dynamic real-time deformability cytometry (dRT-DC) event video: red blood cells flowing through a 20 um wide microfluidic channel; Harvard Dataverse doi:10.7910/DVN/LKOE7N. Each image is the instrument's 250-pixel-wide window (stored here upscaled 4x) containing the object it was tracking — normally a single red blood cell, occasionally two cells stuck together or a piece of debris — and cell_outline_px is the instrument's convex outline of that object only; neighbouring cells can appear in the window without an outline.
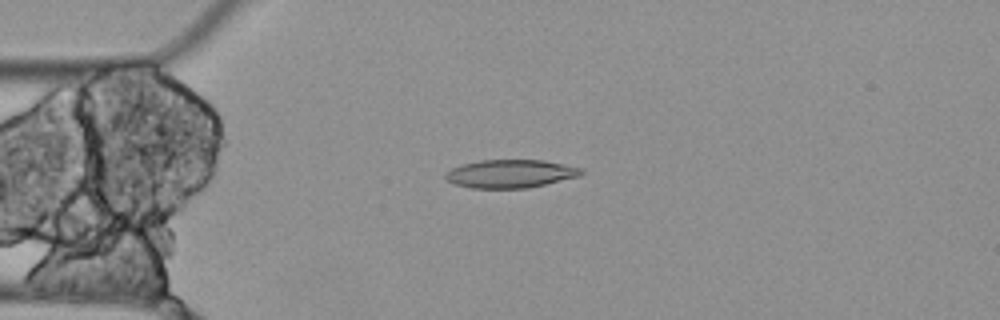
{"species": "Egyptian fruit bat (a non-hibernating species)", "species_latin": "Rousettus aegyptiacus", "temperature_condition": "cold", "stored_images_in_passage": 4, "camera_frame_rate_fps": 3000, "um_per_image_px": 0.085, "animal": {"sex": "female"}, "frame": {"image": 1, "passage_image": 3, "time_ms": 0.667, "image_size_px": [1000, 320], "cell_outline_px": [[584, 172], [580, 176], [528, 188], [472, 188], [456, 184], [448, 180], [444, 176], [452, 168], [460, 164], [480, 160], [544, 160], [584, 168]], "centroid_in_image_um": [43.43, 14.76], "position_along_channel_um": 41.6, "area_um2": 22.31}}